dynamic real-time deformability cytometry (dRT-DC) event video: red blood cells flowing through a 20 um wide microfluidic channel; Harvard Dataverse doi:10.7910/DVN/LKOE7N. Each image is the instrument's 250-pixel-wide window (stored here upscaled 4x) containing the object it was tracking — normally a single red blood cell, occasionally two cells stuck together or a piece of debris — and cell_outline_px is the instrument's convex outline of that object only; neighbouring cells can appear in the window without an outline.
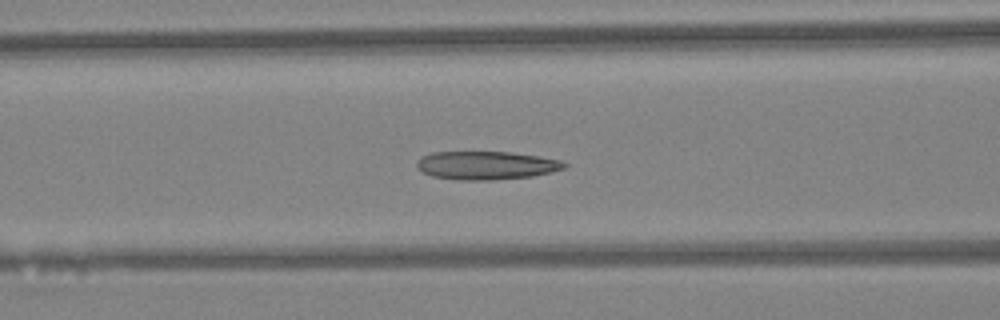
{"species": "Egyptian fruit bat (a non-hibernating species)", "species_latin": "Rousettus aegyptiacus", "temperature_condition": "warm", "stored_images_in_passage": 48, "camera_frame_rate_fps": 3000, "um_per_image_px": 0.085, "animal": {"sex": "female"}, "frame": {"image": 1, "passage_image": 19, "time_ms": 6.0, "image_size_px": [1000, 320], "cell_outline_px": [[568, 164], [564, 168], [532, 176], [492, 180], [460, 180], [432, 176], [420, 172], [416, 168], [416, 160], [432, 152], [512, 152], [540, 156], [560, 160]], "centroid_in_image_um": [41.29, 14.05], "position_along_channel_um": 125.3, "area_um2": 24.39}}
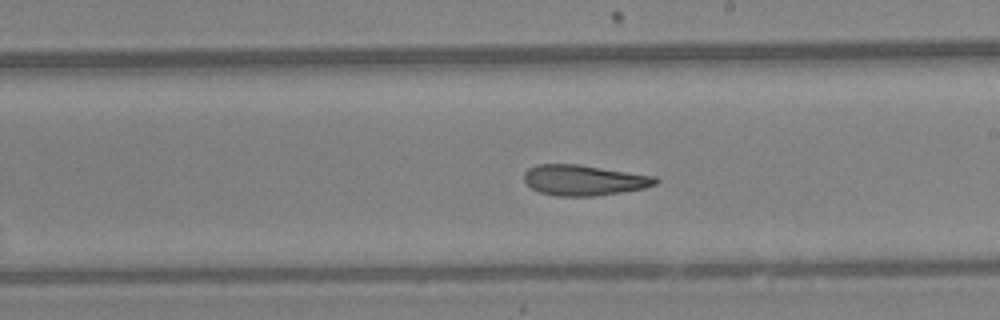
{"frame": {"image": 2, "passage_image": 27, "time_ms": 8.667, "image_size_px": [1000, 320], "cell_outline_px": [[660, 180], [656, 184], [644, 188], [596, 196], [556, 196], [540, 192], [532, 188], [524, 180], [524, 172], [528, 168], [536, 164], [580, 164], [656, 176]], "centroid_in_image_um": [49.64, 15.3], "position_along_channel_um": 239.4, "area_um2": 23.52}}
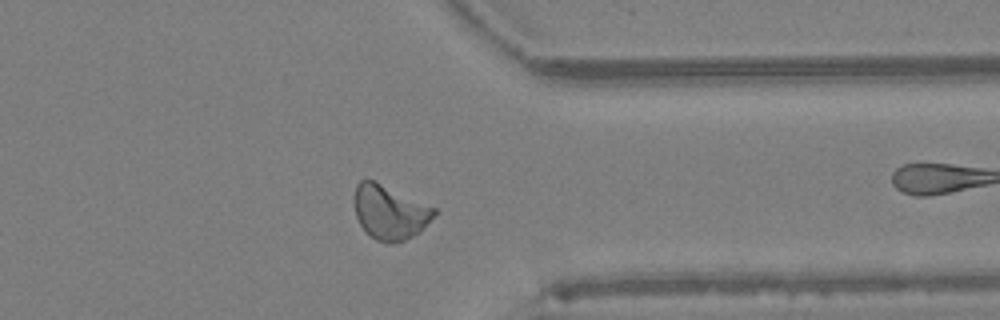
{"frame": {"image": 3, "passage_image": 37, "time_ms": 12.0, "image_size_px": [1000, 320], "cell_outline_px": [[436, 212], [420, 232], [404, 240], [388, 244], [376, 240], [360, 224], [356, 216], [356, 184], [360, 180], [372, 180], [436, 208]], "centroid_in_image_um": [33.14, 18.06], "position_along_channel_um": 378.3, "area_um2": 24.51}, "authors_computed_cell_mechanics": {"area_um2": 24.565, "velocity_mm_per_s": 4.3078, "shape_relaxation_time_tau1_ms": null, "shape_relaxation_time_tau2_ms": 1.6987, "deformation_change_tau1": null, "deformation_change_tau2": 0.0831}}